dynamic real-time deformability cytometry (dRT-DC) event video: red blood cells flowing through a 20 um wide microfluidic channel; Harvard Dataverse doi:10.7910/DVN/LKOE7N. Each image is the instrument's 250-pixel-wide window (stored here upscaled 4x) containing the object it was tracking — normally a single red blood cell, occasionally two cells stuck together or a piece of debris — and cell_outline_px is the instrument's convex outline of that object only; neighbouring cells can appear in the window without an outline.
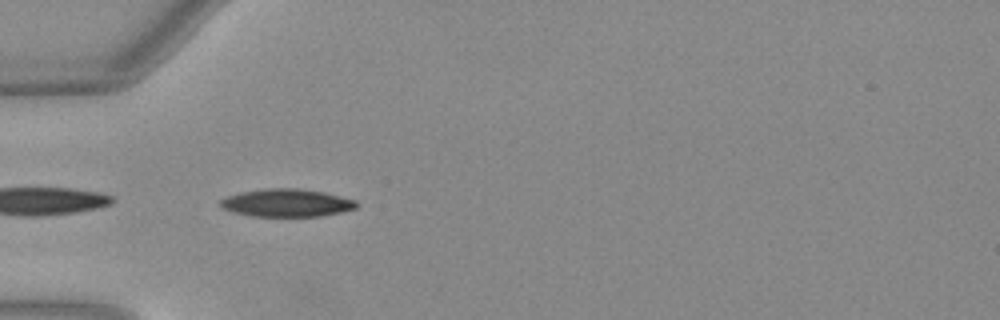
{"species": "Egyptian fruit bat (a non-hibernating species)", "species_latin": "Rousettus aegyptiacus", "temperature_condition": "warm", "stored_images_in_passage": 20, "camera_frame_rate_fps": 3000, "um_per_image_px": 0.085, "animal": {"sex": "female"}, "frame": {"image": 1, "passage_image": 1, "time_ms": 0.0, "image_size_px": [1000, 320], "cell_outline_px": [[356, 208], [340, 212], [320, 216], [252, 216], [232, 212], [224, 208], [220, 204], [220, 200], [228, 196], [240, 192], [264, 188], [300, 188], [324, 192], [356, 200]], "centroid_in_image_um": [24.35, 17.23], "position_along_channel_um": 60.6, "area_um2": 21.96}}
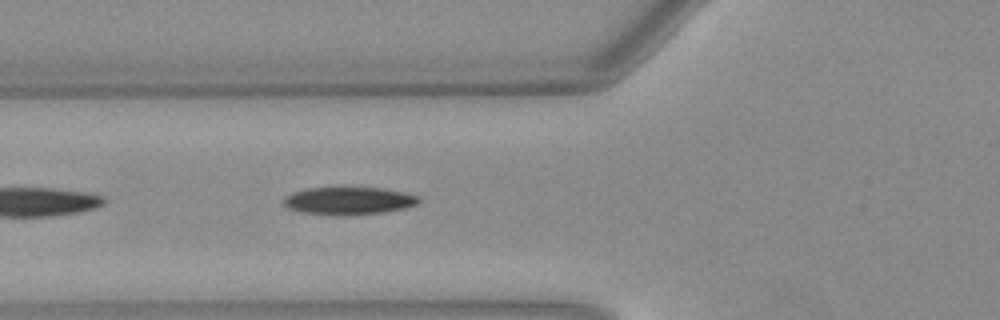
{"frame": {"image": 2, "passage_image": 4, "time_ms": 1.0, "image_size_px": [1000, 320], "cell_outline_px": [[420, 200], [416, 204], [404, 208], [384, 212], [348, 216], [340, 216], [300, 212], [288, 208], [284, 204], [284, 196], [292, 192], [304, 188], [340, 184], [344, 184], [384, 188], [404, 192], [420, 196]], "centroid_in_image_um": [29.6, 17.01], "position_along_channel_um": 96.2, "area_um2": 23.18}}
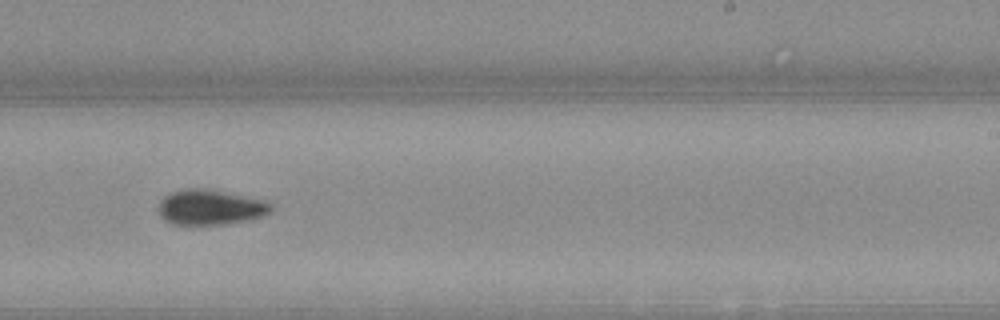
{"frame": {"image": 3, "passage_image": 17, "time_ms": 5.333, "image_size_px": [1000, 320], "cell_outline_px": [[272, 212], [264, 216], [244, 220], [220, 224], [172, 224], [164, 220], [160, 216], [160, 200], [164, 196], [172, 192], [184, 188], [212, 188], [264, 200], [272, 204]], "centroid_in_image_um": [17.89, 17.59], "position_along_channel_um": 271.1, "area_um2": 23.18}}